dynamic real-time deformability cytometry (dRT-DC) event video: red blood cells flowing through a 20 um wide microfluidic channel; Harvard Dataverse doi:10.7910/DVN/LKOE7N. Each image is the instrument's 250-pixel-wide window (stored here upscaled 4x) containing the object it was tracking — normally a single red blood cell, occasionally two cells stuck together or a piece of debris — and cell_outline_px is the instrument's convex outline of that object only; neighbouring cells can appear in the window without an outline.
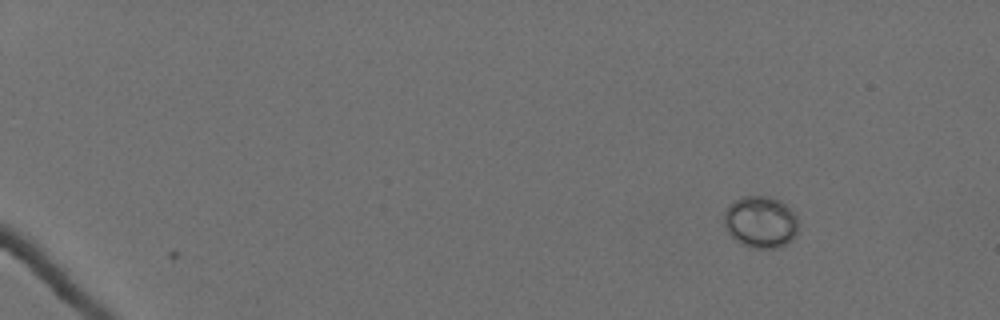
{"species": "Egyptian fruit bat (a non-hibernating species)", "species_latin": "Rousettus aegyptiacus", "temperature_condition": "cold", "stored_images_in_passage": 2, "camera_frame_rate_fps": 3000, "um_per_image_px": 0.085, "animal": {"sex": "female"}, "frame": {"image": 1, "passage_image": 1, "time_ms": 0.0, "image_size_px": [1000, 320], "cell_outline_px": [[800, 224], [796, 236], [788, 244], [780, 248], [752, 248], [740, 244], [724, 228], [724, 212], [728, 204], [740, 196], [772, 196], [780, 200], [796, 216]], "centroid_in_image_um": [64.66, 18.88], "position_along_channel_um": 20.3, "area_um2": 23.0}}